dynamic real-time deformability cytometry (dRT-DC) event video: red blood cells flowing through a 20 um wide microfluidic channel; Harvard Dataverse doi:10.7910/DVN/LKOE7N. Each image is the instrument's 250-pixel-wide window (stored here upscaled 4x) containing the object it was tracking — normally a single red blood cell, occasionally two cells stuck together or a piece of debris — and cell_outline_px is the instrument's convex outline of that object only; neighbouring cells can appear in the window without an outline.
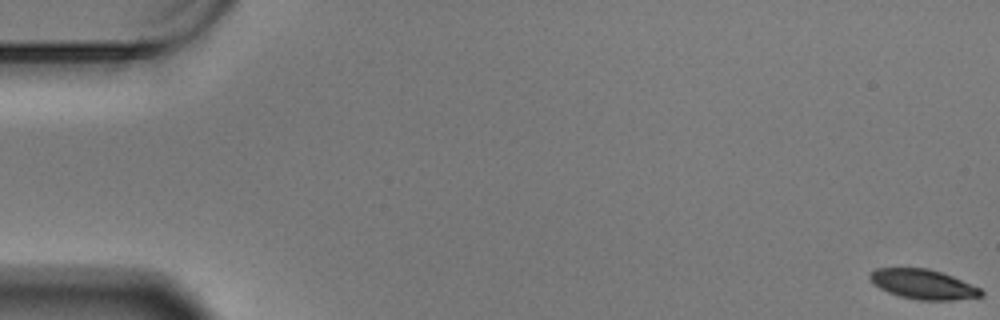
{"species": "Egyptian fruit bat (a non-hibernating species)", "species_latin": "Rousettus aegyptiacus", "temperature_condition": "warm", "stored_images_in_passage": 61, "camera_frame_rate_fps": 3000, "um_per_image_px": 0.085, "animal": {"sex": "male"}, "frame": {"image": 1, "passage_image": 1, "time_ms": 0.0, "image_size_px": [1000, 320], "cell_outline_px": [[984, 296], [952, 300], [916, 300], [900, 296], [888, 292], [872, 284], [868, 280], [868, 276], [876, 268], [928, 268], [952, 276], [980, 288], [984, 292]], "centroid_in_image_um": [78.44, 24.17], "position_along_channel_um": 6.6, "area_um2": 19.31}}
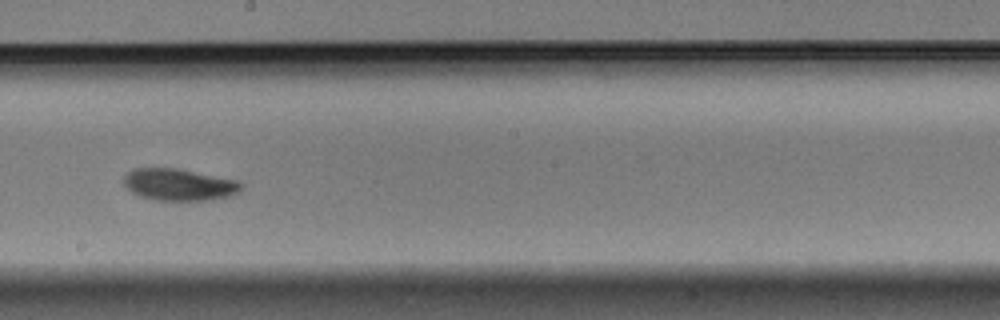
{"frame": {"image": 2, "passage_image": 35, "time_ms": 11.333, "image_size_px": [1000, 320], "cell_outline_px": [[244, 184], [240, 192], [228, 196], [212, 200], [156, 200], [140, 196], [132, 192], [120, 180], [128, 172], [136, 168], [176, 168], [240, 180]], "centroid_in_image_um": [15.25, 15.69], "position_along_channel_um": 233.0, "area_um2": 22.02}}
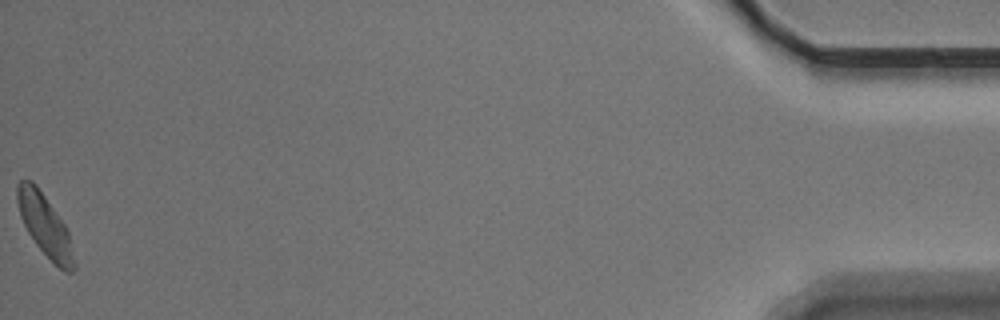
{"frame": {"image": 3, "passage_image": 61, "time_ms": 20.0, "image_size_px": [1000, 320], "cell_outline_px": [[76, 268], [72, 272], [64, 272], [36, 244], [28, 232], [20, 216], [16, 200], [16, 184], [20, 180], [32, 180], [36, 184], [64, 224], [68, 232], [76, 264]], "centroid_in_image_um": [3.8, 19.14], "position_along_channel_um": 431.4, "area_um2": 20.11}, "authors_computed_cell_mechanics": {"area_um2": 20.7502, "velocity_mm_per_s": 3.3938, "shape_relaxation_time_tau1_ms": 3.4802, "shape_relaxation_time_tau2_ms": null, "deformation_change_tau1": 0.1436, "deformation_change_tau2": null}}